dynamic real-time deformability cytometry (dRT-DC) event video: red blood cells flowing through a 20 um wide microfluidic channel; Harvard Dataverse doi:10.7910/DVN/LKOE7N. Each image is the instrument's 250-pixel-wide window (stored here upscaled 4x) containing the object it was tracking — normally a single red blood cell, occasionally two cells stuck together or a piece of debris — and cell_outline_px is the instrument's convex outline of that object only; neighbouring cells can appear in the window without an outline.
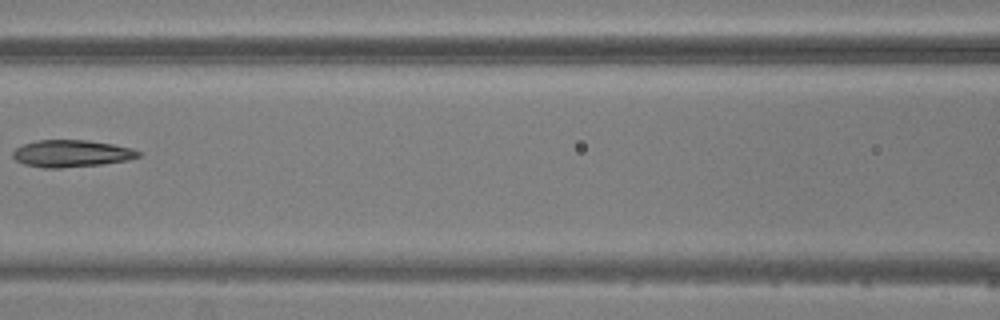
{"species": "common noctule bat (a hibernating species)", "species_latin": "Nyctalus noctula", "temperature_condition": "warm", "stored_images_in_passage": 7, "camera_frame_rate_fps": 3000, "um_per_image_px": 0.085, "animal": {"sex": "male", "body_mass_g": 20.5, "forearm_length_mm": 52.5}, "frame": {"image": 1, "passage_image": 7, "time_ms": 7.0, "image_size_px": [1000, 320], "cell_outline_px": [[140, 156], [128, 160], [100, 164], [60, 168], [44, 168], [24, 164], [16, 160], [12, 156], [12, 152], [16, 148], [24, 144], [36, 140], [88, 140], [112, 144], [132, 148], [140, 152]], "centroid_in_image_um": [6.06, 13.04], "position_along_channel_um": 160.5, "area_um2": 19.71}}